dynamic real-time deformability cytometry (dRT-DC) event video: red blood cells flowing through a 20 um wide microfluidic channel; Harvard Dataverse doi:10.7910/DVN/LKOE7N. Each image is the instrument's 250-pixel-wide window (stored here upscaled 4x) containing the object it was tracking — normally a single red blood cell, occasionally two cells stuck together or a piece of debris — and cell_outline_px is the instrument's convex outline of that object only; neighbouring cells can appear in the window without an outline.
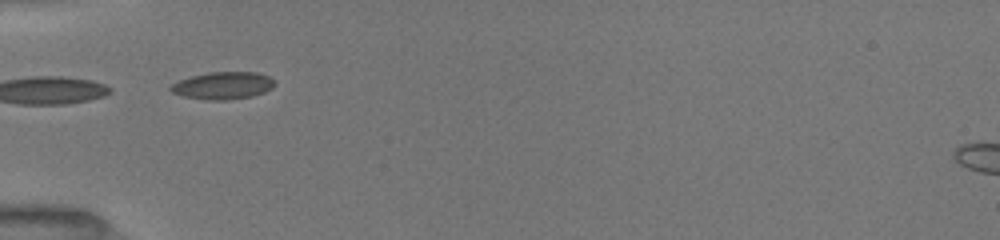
{"species": "common noctule bat (a hibernating species)", "species_latin": "Nyctalus noctula", "temperature_condition": "room temperature", "stored_images_in_passage": 3, "camera_frame_rate_fps": 3000, "um_per_image_px": 0.085, "animal": {"sex": "female", "body_mass_g": 19.5, "forearm_length_mm": 54.1}, "frame": {"image": 1, "passage_image": 1, "time_ms": 0.0, "image_size_px": [1000, 240], "cell_outline_px": [[276, 84], [272, 88], [264, 92], [252, 96], [224, 100], [208, 100], [180, 96], [172, 92], [168, 88], [172, 84], [180, 80], [192, 76], [208, 72], [256, 72], [268, 76]], "centroid_in_image_um": [18.93, 7.27], "position_along_channel_um": 66.1, "area_um2": 16.53}}